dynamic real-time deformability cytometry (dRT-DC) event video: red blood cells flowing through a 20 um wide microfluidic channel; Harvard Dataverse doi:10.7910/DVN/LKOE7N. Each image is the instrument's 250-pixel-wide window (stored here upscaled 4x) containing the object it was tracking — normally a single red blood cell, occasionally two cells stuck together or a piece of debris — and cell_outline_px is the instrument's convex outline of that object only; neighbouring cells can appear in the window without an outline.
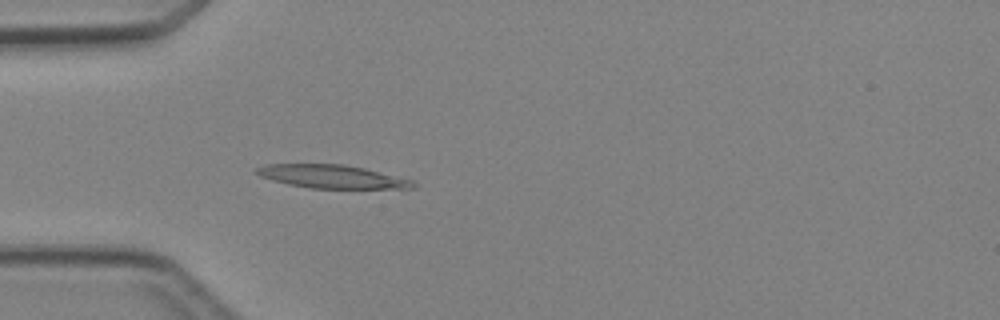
{"species": "Egyptian fruit bat (a non-hibernating species)", "species_latin": "Rousettus aegyptiacus", "temperature_condition": "cold", "stored_images_in_passage": 4, "camera_frame_rate_fps": 3000, "um_per_image_px": 0.085, "animal": {"sex": "female"}, "frame": {"image": 1, "passage_image": 4, "time_ms": 4.333, "image_size_px": [1000, 320], "cell_outline_px": [[416, 188], [308, 188], [288, 184], [272, 180], [260, 176], [252, 172], [256, 168], [264, 164], [344, 164], [364, 168], [412, 180], [416, 184]], "centroid_in_image_um": [28.16, 15.0], "position_along_channel_um": 56.8, "area_um2": 21.21}}